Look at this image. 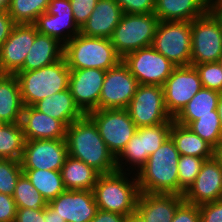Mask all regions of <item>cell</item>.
<instances>
[{"instance_id": "obj_1", "label": "cell", "mask_w": 222, "mask_h": 222, "mask_svg": "<svg viewBox=\"0 0 222 222\" xmlns=\"http://www.w3.org/2000/svg\"><path fill=\"white\" fill-rule=\"evenodd\" d=\"M65 140L69 156L81 160L100 174L117 171L116 158L87 114L67 127Z\"/></svg>"}, {"instance_id": "obj_2", "label": "cell", "mask_w": 222, "mask_h": 222, "mask_svg": "<svg viewBox=\"0 0 222 222\" xmlns=\"http://www.w3.org/2000/svg\"><path fill=\"white\" fill-rule=\"evenodd\" d=\"M180 154L171 137L149 155L145 165L135 173L140 193L179 194L178 161Z\"/></svg>"}, {"instance_id": "obj_3", "label": "cell", "mask_w": 222, "mask_h": 222, "mask_svg": "<svg viewBox=\"0 0 222 222\" xmlns=\"http://www.w3.org/2000/svg\"><path fill=\"white\" fill-rule=\"evenodd\" d=\"M133 174L132 177L131 172L118 170L100 174L92 190L98 209L125 216L134 213L140 191L137 176Z\"/></svg>"}, {"instance_id": "obj_4", "label": "cell", "mask_w": 222, "mask_h": 222, "mask_svg": "<svg viewBox=\"0 0 222 222\" xmlns=\"http://www.w3.org/2000/svg\"><path fill=\"white\" fill-rule=\"evenodd\" d=\"M63 57L69 69L97 68L107 71L122 61L110 39L87 37L81 33L64 44Z\"/></svg>"}, {"instance_id": "obj_5", "label": "cell", "mask_w": 222, "mask_h": 222, "mask_svg": "<svg viewBox=\"0 0 222 222\" xmlns=\"http://www.w3.org/2000/svg\"><path fill=\"white\" fill-rule=\"evenodd\" d=\"M15 75L24 106H33L39 100L69 88L70 69L64 57L51 65L18 71Z\"/></svg>"}, {"instance_id": "obj_6", "label": "cell", "mask_w": 222, "mask_h": 222, "mask_svg": "<svg viewBox=\"0 0 222 222\" xmlns=\"http://www.w3.org/2000/svg\"><path fill=\"white\" fill-rule=\"evenodd\" d=\"M158 23L154 13H124L110 37L111 44L123 59L135 50L152 46Z\"/></svg>"}, {"instance_id": "obj_7", "label": "cell", "mask_w": 222, "mask_h": 222, "mask_svg": "<svg viewBox=\"0 0 222 222\" xmlns=\"http://www.w3.org/2000/svg\"><path fill=\"white\" fill-rule=\"evenodd\" d=\"M171 126L172 123H161L156 126L137 128L125 148L116 157L117 170L122 172L128 171L129 173L134 166L130 172L133 173L132 171L136 170L134 172L138 173L147 162L149 155L154 153L170 137ZM126 163L128 165L131 164L132 167H128ZM125 166H127V170L124 169Z\"/></svg>"}, {"instance_id": "obj_8", "label": "cell", "mask_w": 222, "mask_h": 222, "mask_svg": "<svg viewBox=\"0 0 222 222\" xmlns=\"http://www.w3.org/2000/svg\"><path fill=\"white\" fill-rule=\"evenodd\" d=\"M152 47L177 67L190 66L191 21H159Z\"/></svg>"}, {"instance_id": "obj_9", "label": "cell", "mask_w": 222, "mask_h": 222, "mask_svg": "<svg viewBox=\"0 0 222 222\" xmlns=\"http://www.w3.org/2000/svg\"><path fill=\"white\" fill-rule=\"evenodd\" d=\"M126 110L137 128L174 120L165 107L163 87L159 85L139 84Z\"/></svg>"}, {"instance_id": "obj_10", "label": "cell", "mask_w": 222, "mask_h": 222, "mask_svg": "<svg viewBox=\"0 0 222 222\" xmlns=\"http://www.w3.org/2000/svg\"><path fill=\"white\" fill-rule=\"evenodd\" d=\"M87 115L94 121L100 136L115 158L137 130L126 109H96Z\"/></svg>"}, {"instance_id": "obj_11", "label": "cell", "mask_w": 222, "mask_h": 222, "mask_svg": "<svg viewBox=\"0 0 222 222\" xmlns=\"http://www.w3.org/2000/svg\"><path fill=\"white\" fill-rule=\"evenodd\" d=\"M221 56L222 28L207 11L204 15L191 21L190 65L218 62Z\"/></svg>"}, {"instance_id": "obj_12", "label": "cell", "mask_w": 222, "mask_h": 222, "mask_svg": "<svg viewBox=\"0 0 222 222\" xmlns=\"http://www.w3.org/2000/svg\"><path fill=\"white\" fill-rule=\"evenodd\" d=\"M122 61L141 85L163 86L177 67L152 46L135 50Z\"/></svg>"}, {"instance_id": "obj_13", "label": "cell", "mask_w": 222, "mask_h": 222, "mask_svg": "<svg viewBox=\"0 0 222 222\" xmlns=\"http://www.w3.org/2000/svg\"><path fill=\"white\" fill-rule=\"evenodd\" d=\"M162 87L165 107L174 119L202 88V83L194 66H178Z\"/></svg>"}, {"instance_id": "obj_14", "label": "cell", "mask_w": 222, "mask_h": 222, "mask_svg": "<svg viewBox=\"0 0 222 222\" xmlns=\"http://www.w3.org/2000/svg\"><path fill=\"white\" fill-rule=\"evenodd\" d=\"M68 156L65 139L25 140L22 170L60 171Z\"/></svg>"}, {"instance_id": "obj_15", "label": "cell", "mask_w": 222, "mask_h": 222, "mask_svg": "<svg viewBox=\"0 0 222 222\" xmlns=\"http://www.w3.org/2000/svg\"><path fill=\"white\" fill-rule=\"evenodd\" d=\"M138 85L123 61L108 69L100 93L99 109H126Z\"/></svg>"}, {"instance_id": "obj_16", "label": "cell", "mask_w": 222, "mask_h": 222, "mask_svg": "<svg viewBox=\"0 0 222 222\" xmlns=\"http://www.w3.org/2000/svg\"><path fill=\"white\" fill-rule=\"evenodd\" d=\"M34 25L38 33L54 37L62 44L80 33L69 0H50L46 12L37 18Z\"/></svg>"}, {"instance_id": "obj_17", "label": "cell", "mask_w": 222, "mask_h": 222, "mask_svg": "<svg viewBox=\"0 0 222 222\" xmlns=\"http://www.w3.org/2000/svg\"><path fill=\"white\" fill-rule=\"evenodd\" d=\"M106 71L97 68L70 69L69 89L84 114L99 109V98Z\"/></svg>"}, {"instance_id": "obj_18", "label": "cell", "mask_w": 222, "mask_h": 222, "mask_svg": "<svg viewBox=\"0 0 222 222\" xmlns=\"http://www.w3.org/2000/svg\"><path fill=\"white\" fill-rule=\"evenodd\" d=\"M37 28L34 24H16L9 38L0 46V73L16 74L34 43Z\"/></svg>"}, {"instance_id": "obj_19", "label": "cell", "mask_w": 222, "mask_h": 222, "mask_svg": "<svg viewBox=\"0 0 222 222\" xmlns=\"http://www.w3.org/2000/svg\"><path fill=\"white\" fill-rule=\"evenodd\" d=\"M185 202L201 205L222 199V167L215 158L205 160L194 182L184 192Z\"/></svg>"}, {"instance_id": "obj_20", "label": "cell", "mask_w": 222, "mask_h": 222, "mask_svg": "<svg viewBox=\"0 0 222 222\" xmlns=\"http://www.w3.org/2000/svg\"><path fill=\"white\" fill-rule=\"evenodd\" d=\"M48 205L65 222H90L98 210L90 190H65Z\"/></svg>"}, {"instance_id": "obj_21", "label": "cell", "mask_w": 222, "mask_h": 222, "mask_svg": "<svg viewBox=\"0 0 222 222\" xmlns=\"http://www.w3.org/2000/svg\"><path fill=\"white\" fill-rule=\"evenodd\" d=\"M25 140L65 139L67 126L60 120L24 106L20 121Z\"/></svg>"}, {"instance_id": "obj_22", "label": "cell", "mask_w": 222, "mask_h": 222, "mask_svg": "<svg viewBox=\"0 0 222 222\" xmlns=\"http://www.w3.org/2000/svg\"><path fill=\"white\" fill-rule=\"evenodd\" d=\"M182 195L172 193H139L136 211L145 222H171Z\"/></svg>"}, {"instance_id": "obj_23", "label": "cell", "mask_w": 222, "mask_h": 222, "mask_svg": "<svg viewBox=\"0 0 222 222\" xmlns=\"http://www.w3.org/2000/svg\"><path fill=\"white\" fill-rule=\"evenodd\" d=\"M123 14L115 0H98L80 33L87 37L110 39Z\"/></svg>"}, {"instance_id": "obj_24", "label": "cell", "mask_w": 222, "mask_h": 222, "mask_svg": "<svg viewBox=\"0 0 222 222\" xmlns=\"http://www.w3.org/2000/svg\"><path fill=\"white\" fill-rule=\"evenodd\" d=\"M64 44L58 39L37 33L19 71H32L51 65L63 58Z\"/></svg>"}, {"instance_id": "obj_25", "label": "cell", "mask_w": 222, "mask_h": 222, "mask_svg": "<svg viewBox=\"0 0 222 222\" xmlns=\"http://www.w3.org/2000/svg\"><path fill=\"white\" fill-rule=\"evenodd\" d=\"M208 11V0H155L159 21H193Z\"/></svg>"}, {"instance_id": "obj_26", "label": "cell", "mask_w": 222, "mask_h": 222, "mask_svg": "<svg viewBox=\"0 0 222 222\" xmlns=\"http://www.w3.org/2000/svg\"><path fill=\"white\" fill-rule=\"evenodd\" d=\"M33 107L41 113L62 121L67 127L85 115L75 103L69 88L39 100Z\"/></svg>"}, {"instance_id": "obj_27", "label": "cell", "mask_w": 222, "mask_h": 222, "mask_svg": "<svg viewBox=\"0 0 222 222\" xmlns=\"http://www.w3.org/2000/svg\"><path fill=\"white\" fill-rule=\"evenodd\" d=\"M23 108L16 75L0 73V118L4 123H20Z\"/></svg>"}, {"instance_id": "obj_28", "label": "cell", "mask_w": 222, "mask_h": 222, "mask_svg": "<svg viewBox=\"0 0 222 222\" xmlns=\"http://www.w3.org/2000/svg\"><path fill=\"white\" fill-rule=\"evenodd\" d=\"M170 137L180 155L195 156L205 160L214 157V148L209 143L195 134L189 127L174 120L170 129Z\"/></svg>"}, {"instance_id": "obj_29", "label": "cell", "mask_w": 222, "mask_h": 222, "mask_svg": "<svg viewBox=\"0 0 222 222\" xmlns=\"http://www.w3.org/2000/svg\"><path fill=\"white\" fill-rule=\"evenodd\" d=\"M60 172L66 190L92 191L100 175L93 167L69 155Z\"/></svg>"}, {"instance_id": "obj_30", "label": "cell", "mask_w": 222, "mask_h": 222, "mask_svg": "<svg viewBox=\"0 0 222 222\" xmlns=\"http://www.w3.org/2000/svg\"><path fill=\"white\" fill-rule=\"evenodd\" d=\"M220 94L218 91L202 87L174 118V121L188 126L192 121L199 119V116L219 115L217 105Z\"/></svg>"}, {"instance_id": "obj_31", "label": "cell", "mask_w": 222, "mask_h": 222, "mask_svg": "<svg viewBox=\"0 0 222 222\" xmlns=\"http://www.w3.org/2000/svg\"><path fill=\"white\" fill-rule=\"evenodd\" d=\"M35 189L40 192L47 203L57 198L66 189L60 171L23 170Z\"/></svg>"}, {"instance_id": "obj_32", "label": "cell", "mask_w": 222, "mask_h": 222, "mask_svg": "<svg viewBox=\"0 0 222 222\" xmlns=\"http://www.w3.org/2000/svg\"><path fill=\"white\" fill-rule=\"evenodd\" d=\"M24 143L20 123H4L0 126V159L21 161Z\"/></svg>"}, {"instance_id": "obj_33", "label": "cell", "mask_w": 222, "mask_h": 222, "mask_svg": "<svg viewBox=\"0 0 222 222\" xmlns=\"http://www.w3.org/2000/svg\"><path fill=\"white\" fill-rule=\"evenodd\" d=\"M50 0H11L8 14L16 24H34L46 12Z\"/></svg>"}, {"instance_id": "obj_34", "label": "cell", "mask_w": 222, "mask_h": 222, "mask_svg": "<svg viewBox=\"0 0 222 222\" xmlns=\"http://www.w3.org/2000/svg\"><path fill=\"white\" fill-rule=\"evenodd\" d=\"M12 197L17 208L44 210L48 205L44 197L35 189L24 173L19 177Z\"/></svg>"}, {"instance_id": "obj_35", "label": "cell", "mask_w": 222, "mask_h": 222, "mask_svg": "<svg viewBox=\"0 0 222 222\" xmlns=\"http://www.w3.org/2000/svg\"><path fill=\"white\" fill-rule=\"evenodd\" d=\"M187 127L214 149L222 139L220 115L199 116V119L192 121Z\"/></svg>"}, {"instance_id": "obj_36", "label": "cell", "mask_w": 222, "mask_h": 222, "mask_svg": "<svg viewBox=\"0 0 222 222\" xmlns=\"http://www.w3.org/2000/svg\"><path fill=\"white\" fill-rule=\"evenodd\" d=\"M204 161L203 158L180 155L178 161L179 195L183 196L184 192L194 182Z\"/></svg>"}, {"instance_id": "obj_37", "label": "cell", "mask_w": 222, "mask_h": 222, "mask_svg": "<svg viewBox=\"0 0 222 222\" xmlns=\"http://www.w3.org/2000/svg\"><path fill=\"white\" fill-rule=\"evenodd\" d=\"M22 174L20 161L0 159V193L12 196Z\"/></svg>"}, {"instance_id": "obj_38", "label": "cell", "mask_w": 222, "mask_h": 222, "mask_svg": "<svg viewBox=\"0 0 222 222\" xmlns=\"http://www.w3.org/2000/svg\"><path fill=\"white\" fill-rule=\"evenodd\" d=\"M198 71L202 87L222 93V67L218 62L194 65Z\"/></svg>"}, {"instance_id": "obj_39", "label": "cell", "mask_w": 222, "mask_h": 222, "mask_svg": "<svg viewBox=\"0 0 222 222\" xmlns=\"http://www.w3.org/2000/svg\"><path fill=\"white\" fill-rule=\"evenodd\" d=\"M69 2L72 7L74 21L81 29L93 12L98 0H69Z\"/></svg>"}, {"instance_id": "obj_40", "label": "cell", "mask_w": 222, "mask_h": 222, "mask_svg": "<svg viewBox=\"0 0 222 222\" xmlns=\"http://www.w3.org/2000/svg\"><path fill=\"white\" fill-rule=\"evenodd\" d=\"M123 13L148 14L154 13L155 0H115Z\"/></svg>"}, {"instance_id": "obj_41", "label": "cell", "mask_w": 222, "mask_h": 222, "mask_svg": "<svg viewBox=\"0 0 222 222\" xmlns=\"http://www.w3.org/2000/svg\"><path fill=\"white\" fill-rule=\"evenodd\" d=\"M171 222H201L199 205L183 201L176 209Z\"/></svg>"}, {"instance_id": "obj_42", "label": "cell", "mask_w": 222, "mask_h": 222, "mask_svg": "<svg viewBox=\"0 0 222 222\" xmlns=\"http://www.w3.org/2000/svg\"><path fill=\"white\" fill-rule=\"evenodd\" d=\"M201 222H222V199L199 205Z\"/></svg>"}, {"instance_id": "obj_43", "label": "cell", "mask_w": 222, "mask_h": 222, "mask_svg": "<svg viewBox=\"0 0 222 222\" xmlns=\"http://www.w3.org/2000/svg\"><path fill=\"white\" fill-rule=\"evenodd\" d=\"M16 203L11 195L0 193V222H15Z\"/></svg>"}, {"instance_id": "obj_44", "label": "cell", "mask_w": 222, "mask_h": 222, "mask_svg": "<svg viewBox=\"0 0 222 222\" xmlns=\"http://www.w3.org/2000/svg\"><path fill=\"white\" fill-rule=\"evenodd\" d=\"M15 222H46L44 210L17 208Z\"/></svg>"}, {"instance_id": "obj_45", "label": "cell", "mask_w": 222, "mask_h": 222, "mask_svg": "<svg viewBox=\"0 0 222 222\" xmlns=\"http://www.w3.org/2000/svg\"><path fill=\"white\" fill-rule=\"evenodd\" d=\"M15 25L8 12L0 10V46L9 38Z\"/></svg>"}, {"instance_id": "obj_46", "label": "cell", "mask_w": 222, "mask_h": 222, "mask_svg": "<svg viewBox=\"0 0 222 222\" xmlns=\"http://www.w3.org/2000/svg\"><path fill=\"white\" fill-rule=\"evenodd\" d=\"M126 216L98 209L90 222H125Z\"/></svg>"}, {"instance_id": "obj_47", "label": "cell", "mask_w": 222, "mask_h": 222, "mask_svg": "<svg viewBox=\"0 0 222 222\" xmlns=\"http://www.w3.org/2000/svg\"><path fill=\"white\" fill-rule=\"evenodd\" d=\"M208 11L222 28V0H208Z\"/></svg>"}, {"instance_id": "obj_48", "label": "cell", "mask_w": 222, "mask_h": 222, "mask_svg": "<svg viewBox=\"0 0 222 222\" xmlns=\"http://www.w3.org/2000/svg\"><path fill=\"white\" fill-rule=\"evenodd\" d=\"M46 222H65L49 205L44 208Z\"/></svg>"}, {"instance_id": "obj_49", "label": "cell", "mask_w": 222, "mask_h": 222, "mask_svg": "<svg viewBox=\"0 0 222 222\" xmlns=\"http://www.w3.org/2000/svg\"><path fill=\"white\" fill-rule=\"evenodd\" d=\"M125 222H145L141 215L135 211L134 213L126 216Z\"/></svg>"}, {"instance_id": "obj_50", "label": "cell", "mask_w": 222, "mask_h": 222, "mask_svg": "<svg viewBox=\"0 0 222 222\" xmlns=\"http://www.w3.org/2000/svg\"><path fill=\"white\" fill-rule=\"evenodd\" d=\"M214 157L220 162L222 167V139L220 140L218 146L214 149Z\"/></svg>"}, {"instance_id": "obj_51", "label": "cell", "mask_w": 222, "mask_h": 222, "mask_svg": "<svg viewBox=\"0 0 222 222\" xmlns=\"http://www.w3.org/2000/svg\"><path fill=\"white\" fill-rule=\"evenodd\" d=\"M217 111L220 115V123L222 128V93L220 94V98L218 100Z\"/></svg>"}, {"instance_id": "obj_52", "label": "cell", "mask_w": 222, "mask_h": 222, "mask_svg": "<svg viewBox=\"0 0 222 222\" xmlns=\"http://www.w3.org/2000/svg\"><path fill=\"white\" fill-rule=\"evenodd\" d=\"M11 0H0V10L7 11Z\"/></svg>"}, {"instance_id": "obj_53", "label": "cell", "mask_w": 222, "mask_h": 222, "mask_svg": "<svg viewBox=\"0 0 222 222\" xmlns=\"http://www.w3.org/2000/svg\"><path fill=\"white\" fill-rule=\"evenodd\" d=\"M218 63L220 64V66L222 67V56L220 57Z\"/></svg>"}, {"instance_id": "obj_54", "label": "cell", "mask_w": 222, "mask_h": 222, "mask_svg": "<svg viewBox=\"0 0 222 222\" xmlns=\"http://www.w3.org/2000/svg\"><path fill=\"white\" fill-rule=\"evenodd\" d=\"M4 122L2 121V119L0 118V126L3 125Z\"/></svg>"}]
</instances>
